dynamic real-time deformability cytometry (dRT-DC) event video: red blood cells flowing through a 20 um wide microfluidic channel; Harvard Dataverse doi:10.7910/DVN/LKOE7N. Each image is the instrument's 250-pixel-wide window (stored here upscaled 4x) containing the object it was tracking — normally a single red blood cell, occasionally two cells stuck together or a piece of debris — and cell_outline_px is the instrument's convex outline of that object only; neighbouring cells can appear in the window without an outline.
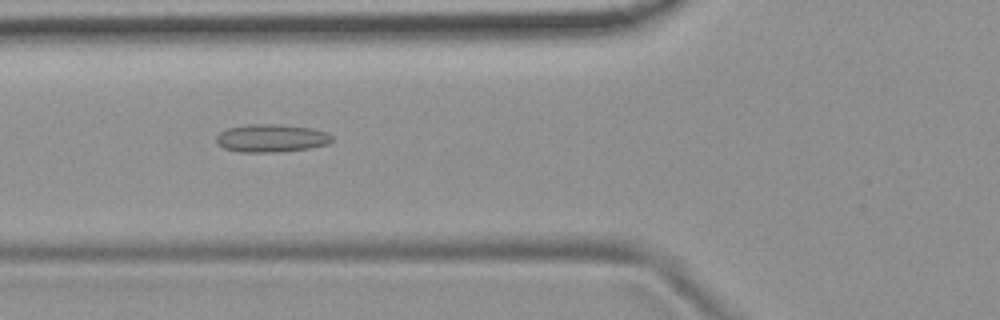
{"species": "common noctule bat (a hibernating species)", "species_latin": "Nyctalus noctula", "temperature_condition": "room temperature", "stored_images_in_passage": 53, "camera_frame_rate_fps": 3000, "um_per_image_px": 0.085, "animal": {"sex": "female", "body_mass_g": 19.9}, "frame": {"image": 1, "passage_image": 20, "time_ms": 6.333, "image_size_px": [1000, 320], "cell_outline_px": [[332, 140], [328, 144], [308, 148], [276, 152], [240, 152], [224, 148], [216, 140], [216, 136], [220, 132], [228, 128], [248, 124], [276, 124], [312, 128], [328, 132], [332, 136]], "centroid_in_image_um": [23.07, 11.74], "position_along_channel_um": 102.7, "area_um2": 18.73}}
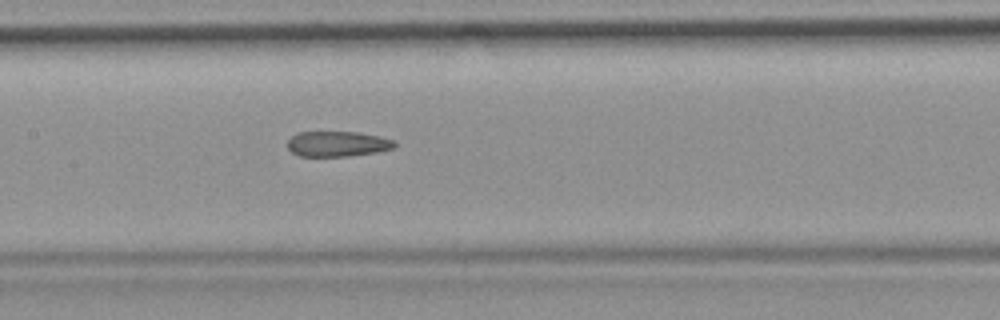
{"frame": {"image": 2, "passage_image": 26, "time_ms": 8.333, "image_size_px": [1000, 320], "cell_outline_px": [[396, 144], [392, 148], [376, 152], [348, 156], [300, 156], [292, 152], [288, 148], [288, 140], [296, 132], [356, 132], [380, 136], [396, 140]], "centroid_in_image_um": [28.69, 12.22], "position_along_channel_um": 178.7, "area_um2": 15.78}}
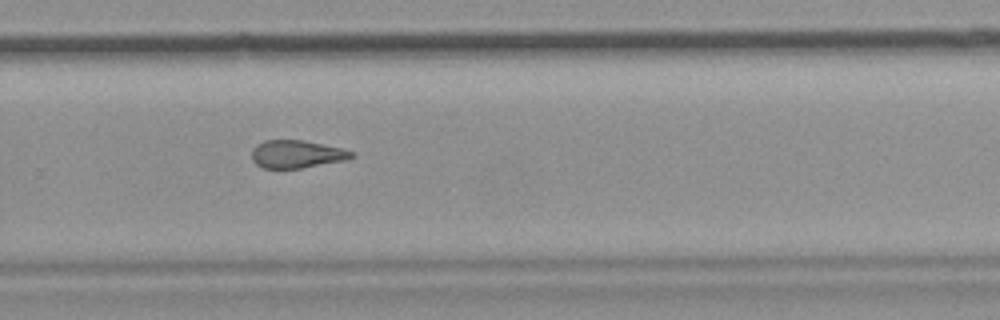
{"frame": {"image": 3, "passage_image": 36, "time_ms": 11.667, "image_size_px": [1000, 320], "cell_outline_px": [[356, 152], [352, 156], [344, 160], [300, 168], [264, 168], [256, 164], [252, 160], [252, 152], [256, 144], [264, 140], [304, 140], [340, 148]], "centroid_in_image_um": [25.18, 13.09], "position_along_channel_um": 304.6, "area_um2": 15.95}, "authors_computed_cell_mechanics": {"area_um2": 17.5712, "velocity_mm_per_s": 3.7881, "shape_relaxation_time_tau1_ms": null, "shape_relaxation_time_tau2_ms": 3.5619, "deformation_change_tau1": null, "deformation_change_tau2": 0.1372}}